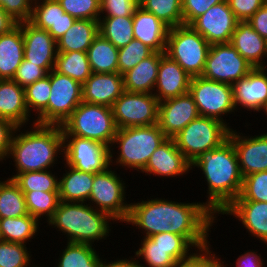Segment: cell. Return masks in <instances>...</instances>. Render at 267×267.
Returning a JSON list of instances; mask_svg holds the SVG:
<instances>
[{"label": "cell", "instance_id": "obj_23", "mask_svg": "<svg viewBox=\"0 0 267 267\" xmlns=\"http://www.w3.org/2000/svg\"><path fill=\"white\" fill-rule=\"evenodd\" d=\"M77 19L65 13L57 0H34L29 22L45 29L57 41Z\"/></svg>", "mask_w": 267, "mask_h": 267}, {"label": "cell", "instance_id": "obj_1", "mask_svg": "<svg viewBox=\"0 0 267 267\" xmlns=\"http://www.w3.org/2000/svg\"><path fill=\"white\" fill-rule=\"evenodd\" d=\"M150 199L130 203L129 216L125 222L141 230L143 237L164 232L178 234L195 250L210 243L209 231L211 233V227L217 223L218 217L208 209L205 202H175L158 197Z\"/></svg>", "mask_w": 267, "mask_h": 267}, {"label": "cell", "instance_id": "obj_12", "mask_svg": "<svg viewBox=\"0 0 267 267\" xmlns=\"http://www.w3.org/2000/svg\"><path fill=\"white\" fill-rule=\"evenodd\" d=\"M158 105L159 101L153 94L125 90L111 108L119 129L158 124Z\"/></svg>", "mask_w": 267, "mask_h": 267}, {"label": "cell", "instance_id": "obj_34", "mask_svg": "<svg viewBox=\"0 0 267 267\" xmlns=\"http://www.w3.org/2000/svg\"><path fill=\"white\" fill-rule=\"evenodd\" d=\"M65 249L60 250L54 267H100L102 257L95 247L86 243L66 242Z\"/></svg>", "mask_w": 267, "mask_h": 267}, {"label": "cell", "instance_id": "obj_29", "mask_svg": "<svg viewBox=\"0 0 267 267\" xmlns=\"http://www.w3.org/2000/svg\"><path fill=\"white\" fill-rule=\"evenodd\" d=\"M165 52H153L137 66L123 74L124 89L135 93L153 94L157 81L161 56Z\"/></svg>", "mask_w": 267, "mask_h": 267}, {"label": "cell", "instance_id": "obj_36", "mask_svg": "<svg viewBox=\"0 0 267 267\" xmlns=\"http://www.w3.org/2000/svg\"><path fill=\"white\" fill-rule=\"evenodd\" d=\"M24 89L29 114L32 115L35 112L33 114L37 118L34 120L35 123L47 125V105L51 95L50 77L47 75Z\"/></svg>", "mask_w": 267, "mask_h": 267}, {"label": "cell", "instance_id": "obj_5", "mask_svg": "<svg viewBox=\"0 0 267 267\" xmlns=\"http://www.w3.org/2000/svg\"><path fill=\"white\" fill-rule=\"evenodd\" d=\"M166 139L158 124L119 128L110 146L111 166L114 164L126 170L129 168L141 172L153 152ZM115 147L118 153H114ZM113 154L118 155L114 158Z\"/></svg>", "mask_w": 267, "mask_h": 267}, {"label": "cell", "instance_id": "obj_2", "mask_svg": "<svg viewBox=\"0 0 267 267\" xmlns=\"http://www.w3.org/2000/svg\"><path fill=\"white\" fill-rule=\"evenodd\" d=\"M198 168L207 184L205 205L218 217L239 195L243 176L232 142L227 139L219 147L201 153L191 163Z\"/></svg>", "mask_w": 267, "mask_h": 267}, {"label": "cell", "instance_id": "obj_30", "mask_svg": "<svg viewBox=\"0 0 267 267\" xmlns=\"http://www.w3.org/2000/svg\"><path fill=\"white\" fill-rule=\"evenodd\" d=\"M65 165V173L59 177V200L64 202H88L94 174L82 172ZM67 168V170H66Z\"/></svg>", "mask_w": 267, "mask_h": 267}, {"label": "cell", "instance_id": "obj_37", "mask_svg": "<svg viewBox=\"0 0 267 267\" xmlns=\"http://www.w3.org/2000/svg\"><path fill=\"white\" fill-rule=\"evenodd\" d=\"M99 34L118 49L125 47L134 39L133 16L100 17Z\"/></svg>", "mask_w": 267, "mask_h": 267}, {"label": "cell", "instance_id": "obj_9", "mask_svg": "<svg viewBox=\"0 0 267 267\" xmlns=\"http://www.w3.org/2000/svg\"><path fill=\"white\" fill-rule=\"evenodd\" d=\"M115 170L110 166L105 171L94 174L88 204L107 213L116 223H125L129 216L130 202L126 200V181Z\"/></svg>", "mask_w": 267, "mask_h": 267}, {"label": "cell", "instance_id": "obj_33", "mask_svg": "<svg viewBox=\"0 0 267 267\" xmlns=\"http://www.w3.org/2000/svg\"><path fill=\"white\" fill-rule=\"evenodd\" d=\"M39 225L42 224L30 214L0 219L1 240L26 245L38 235Z\"/></svg>", "mask_w": 267, "mask_h": 267}, {"label": "cell", "instance_id": "obj_35", "mask_svg": "<svg viewBox=\"0 0 267 267\" xmlns=\"http://www.w3.org/2000/svg\"><path fill=\"white\" fill-rule=\"evenodd\" d=\"M54 70L83 84L93 73L87 52H57Z\"/></svg>", "mask_w": 267, "mask_h": 267}, {"label": "cell", "instance_id": "obj_52", "mask_svg": "<svg viewBox=\"0 0 267 267\" xmlns=\"http://www.w3.org/2000/svg\"><path fill=\"white\" fill-rule=\"evenodd\" d=\"M34 0H0V6L17 22L29 21Z\"/></svg>", "mask_w": 267, "mask_h": 267}, {"label": "cell", "instance_id": "obj_10", "mask_svg": "<svg viewBox=\"0 0 267 267\" xmlns=\"http://www.w3.org/2000/svg\"><path fill=\"white\" fill-rule=\"evenodd\" d=\"M189 93L194 99L199 116L216 119L232 129L224 118L236 111L232 85L195 76L191 79Z\"/></svg>", "mask_w": 267, "mask_h": 267}, {"label": "cell", "instance_id": "obj_7", "mask_svg": "<svg viewBox=\"0 0 267 267\" xmlns=\"http://www.w3.org/2000/svg\"><path fill=\"white\" fill-rule=\"evenodd\" d=\"M210 44L191 25L169 28L165 54L191 77L201 76Z\"/></svg>", "mask_w": 267, "mask_h": 267}, {"label": "cell", "instance_id": "obj_11", "mask_svg": "<svg viewBox=\"0 0 267 267\" xmlns=\"http://www.w3.org/2000/svg\"><path fill=\"white\" fill-rule=\"evenodd\" d=\"M253 67L229 43L210 45L202 77L233 85L245 77Z\"/></svg>", "mask_w": 267, "mask_h": 267}, {"label": "cell", "instance_id": "obj_32", "mask_svg": "<svg viewBox=\"0 0 267 267\" xmlns=\"http://www.w3.org/2000/svg\"><path fill=\"white\" fill-rule=\"evenodd\" d=\"M118 51L115 45L98 34L87 50L93 73H118Z\"/></svg>", "mask_w": 267, "mask_h": 267}, {"label": "cell", "instance_id": "obj_25", "mask_svg": "<svg viewBox=\"0 0 267 267\" xmlns=\"http://www.w3.org/2000/svg\"><path fill=\"white\" fill-rule=\"evenodd\" d=\"M230 43L253 68L267 67L264 59L267 58V40L248 21H238Z\"/></svg>", "mask_w": 267, "mask_h": 267}, {"label": "cell", "instance_id": "obj_58", "mask_svg": "<svg viewBox=\"0 0 267 267\" xmlns=\"http://www.w3.org/2000/svg\"><path fill=\"white\" fill-rule=\"evenodd\" d=\"M17 22L12 16L4 11L0 6V35L10 32L13 28L18 25Z\"/></svg>", "mask_w": 267, "mask_h": 267}, {"label": "cell", "instance_id": "obj_13", "mask_svg": "<svg viewBox=\"0 0 267 267\" xmlns=\"http://www.w3.org/2000/svg\"><path fill=\"white\" fill-rule=\"evenodd\" d=\"M63 162L88 173L103 172L110 167V147L87 138L63 136Z\"/></svg>", "mask_w": 267, "mask_h": 267}, {"label": "cell", "instance_id": "obj_27", "mask_svg": "<svg viewBox=\"0 0 267 267\" xmlns=\"http://www.w3.org/2000/svg\"><path fill=\"white\" fill-rule=\"evenodd\" d=\"M169 27L153 13L139 7L133 15L134 38L154 52H165Z\"/></svg>", "mask_w": 267, "mask_h": 267}, {"label": "cell", "instance_id": "obj_44", "mask_svg": "<svg viewBox=\"0 0 267 267\" xmlns=\"http://www.w3.org/2000/svg\"><path fill=\"white\" fill-rule=\"evenodd\" d=\"M154 51L138 39H133L128 45L118 51V73L123 75L149 57Z\"/></svg>", "mask_w": 267, "mask_h": 267}, {"label": "cell", "instance_id": "obj_59", "mask_svg": "<svg viewBox=\"0 0 267 267\" xmlns=\"http://www.w3.org/2000/svg\"><path fill=\"white\" fill-rule=\"evenodd\" d=\"M262 111L261 112H263L264 111V113L263 114H265V116H267V103L262 107V109H261Z\"/></svg>", "mask_w": 267, "mask_h": 267}, {"label": "cell", "instance_id": "obj_51", "mask_svg": "<svg viewBox=\"0 0 267 267\" xmlns=\"http://www.w3.org/2000/svg\"><path fill=\"white\" fill-rule=\"evenodd\" d=\"M223 0H182V15L185 25H190L197 17Z\"/></svg>", "mask_w": 267, "mask_h": 267}, {"label": "cell", "instance_id": "obj_16", "mask_svg": "<svg viewBox=\"0 0 267 267\" xmlns=\"http://www.w3.org/2000/svg\"><path fill=\"white\" fill-rule=\"evenodd\" d=\"M228 139L237 154L240 172L243 177L261 171H267V133L245 136L233 128Z\"/></svg>", "mask_w": 267, "mask_h": 267}, {"label": "cell", "instance_id": "obj_31", "mask_svg": "<svg viewBox=\"0 0 267 267\" xmlns=\"http://www.w3.org/2000/svg\"><path fill=\"white\" fill-rule=\"evenodd\" d=\"M99 34V20L77 19L57 41V52H87Z\"/></svg>", "mask_w": 267, "mask_h": 267}, {"label": "cell", "instance_id": "obj_28", "mask_svg": "<svg viewBox=\"0 0 267 267\" xmlns=\"http://www.w3.org/2000/svg\"><path fill=\"white\" fill-rule=\"evenodd\" d=\"M23 59L24 41L18 24L10 32L0 35V79H13Z\"/></svg>", "mask_w": 267, "mask_h": 267}, {"label": "cell", "instance_id": "obj_43", "mask_svg": "<svg viewBox=\"0 0 267 267\" xmlns=\"http://www.w3.org/2000/svg\"><path fill=\"white\" fill-rule=\"evenodd\" d=\"M28 250L25 244L0 240V267H42L33 264Z\"/></svg>", "mask_w": 267, "mask_h": 267}, {"label": "cell", "instance_id": "obj_20", "mask_svg": "<svg viewBox=\"0 0 267 267\" xmlns=\"http://www.w3.org/2000/svg\"><path fill=\"white\" fill-rule=\"evenodd\" d=\"M236 112L241 108L259 112L267 103V67L253 68L245 77L232 85Z\"/></svg>", "mask_w": 267, "mask_h": 267}, {"label": "cell", "instance_id": "obj_42", "mask_svg": "<svg viewBox=\"0 0 267 267\" xmlns=\"http://www.w3.org/2000/svg\"><path fill=\"white\" fill-rule=\"evenodd\" d=\"M139 246L134 255L137 259H144V264L138 260L140 267H173L176 263L172 257V249L156 246V243L149 237H142Z\"/></svg>", "mask_w": 267, "mask_h": 267}, {"label": "cell", "instance_id": "obj_53", "mask_svg": "<svg viewBox=\"0 0 267 267\" xmlns=\"http://www.w3.org/2000/svg\"><path fill=\"white\" fill-rule=\"evenodd\" d=\"M238 21H248L267 0H226Z\"/></svg>", "mask_w": 267, "mask_h": 267}, {"label": "cell", "instance_id": "obj_8", "mask_svg": "<svg viewBox=\"0 0 267 267\" xmlns=\"http://www.w3.org/2000/svg\"><path fill=\"white\" fill-rule=\"evenodd\" d=\"M230 129L222 122L198 116L173 139L177 148L192 163L201 153L219 147L228 139Z\"/></svg>", "mask_w": 267, "mask_h": 267}, {"label": "cell", "instance_id": "obj_22", "mask_svg": "<svg viewBox=\"0 0 267 267\" xmlns=\"http://www.w3.org/2000/svg\"><path fill=\"white\" fill-rule=\"evenodd\" d=\"M124 91L123 75L92 73L82 84V100L90 104L112 107Z\"/></svg>", "mask_w": 267, "mask_h": 267}, {"label": "cell", "instance_id": "obj_60", "mask_svg": "<svg viewBox=\"0 0 267 267\" xmlns=\"http://www.w3.org/2000/svg\"><path fill=\"white\" fill-rule=\"evenodd\" d=\"M135 1L138 2V3L140 4L142 0H135Z\"/></svg>", "mask_w": 267, "mask_h": 267}, {"label": "cell", "instance_id": "obj_48", "mask_svg": "<svg viewBox=\"0 0 267 267\" xmlns=\"http://www.w3.org/2000/svg\"><path fill=\"white\" fill-rule=\"evenodd\" d=\"M212 245L194 249L188 257L176 261L173 267H222L221 257L211 249ZM212 250V251H211ZM196 251V252H195Z\"/></svg>", "mask_w": 267, "mask_h": 267}, {"label": "cell", "instance_id": "obj_55", "mask_svg": "<svg viewBox=\"0 0 267 267\" xmlns=\"http://www.w3.org/2000/svg\"><path fill=\"white\" fill-rule=\"evenodd\" d=\"M226 261L221 260L222 267H229ZM234 267H265L264 259H262L261 254L256 250H247L243 254L239 255Z\"/></svg>", "mask_w": 267, "mask_h": 267}, {"label": "cell", "instance_id": "obj_57", "mask_svg": "<svg viewBox=\"0 0 267 267\" xmlns=\"http://www.w3.org/2000/svg\"><path fill=\"white\" fill-rule=\"evenodd\" d=\"M134 257V258H133ZM127 258H117L114 261L107 262V259H102L100 267H140L139 261L136 256ZM105 260V261H103Z\"/></svg>", "mask_w": 267, "mask_h": 267}, {"label": "cell", "instance_id": "obj_18", "mask_svg": "<svg viewBox=\"0 0 267 267\" xmlns=\"http://www.w3.org/2000/svg\"><path fill=\"white\" fill-rule=\"evenodd\" d=\"M22 28L24 59L37 64L47 73L54 69L57 43L45 29L34 26L29 21L18 23Z\"/></svg>", "mask_w": 267, "mask_h": 267}, {"label": "cell", "instance_id": "obj_19", "mask_svg": "<svg viewBox=\"0 0 267 267\" xmlns=\"http://www.w3.org/2000/svg\"><path fill=\"white\" fill-rule=\"evenodd\" d=\"M191 162L177 148L173 138H167L150 156L146 167L139 173L158 177L184 176L190 172Z\"/></svg>", "mask_w": 267, "mask_h": 267}, {"label": "cell", "instance_id": "obj_15", "mask_svg": "<svg viewBox=\"0 0 267 267\" xmlns=\"http://www.w3.org/2000/svg\"><path fill=\"white\" fill-rule=\"evenodd\" d=\"M238 20L226 0L212 6L197 17L190 25L200 33L210 45L229 43Z\"/></svg>", "mask_w": 267, "mask_h": 267}, {"label": "cell", "instance_id": "obj_21", "mask_svg": "<svg viewBox=\"0 0 267 267\" xmlns=\"http://www.w3.org/2000/svg\"><path fill=\"white\" fill-rule=\"evenodd\" d=\"M192 77L165 53L161 56L153 95L159 102L189 92Z\"/></svg>", "mask_w": 267, "mask_h": 267}, {"label": "cell", "instance_id": "obj_56", "mask_svg": "<svg viewBox=\"0 0 267 267\" xmlns=\"http://www.w3.org/2000/svg\"><path fill=\"white\" fill-rule=\"evenodd\" d=\"M252 28L267 40V1L248 20Z\"/></svg>", "mask_w": 267, "mask_h": 267}, {"label": "cell", "instance_id": "obj_39", "mask_svg": "<svg viewBox=\"0 0 267 267\" xmlns=\"http://www.w3.org/2000/svg\"><path fill=\"white\" fill-rule=\"evenodd\" d=\"M53 170L29 171L13 173L10 179L18 185L21 191L58 192L59 178Z\"/></svg>", "mask_w": 267, "mask_h": 267}, {"label": "cell", "instance_id": "obj_40", "mask_svg": "<svg viewBox=\"0 0 267 267\" xmlns=\"http://www.w3.org/2000/svg\"><path fill=\"white\" fill-rule=\"evenodd\" d=\"M28 213L39 222L44 218L48 222L54 215L60 202L58 192L22 191Z\"/></svg>", "mask_w": 267, "mask_h": 267}, {"label": "cell", "instance_id": "obj_26", "mask_svg": "<svg viewBox=\"0 0 267 267\" xmlns=\"http://www.w3.org/2000/svg\"><path fill=\"white\" fill-rule=\"evenodd\" d=\"M25 102V89L14 80H0V118L13 122L17 127L27 128L28 123H35ZM26 126V127H25Z\"/></svg>", "mask_w": 267, "mask_h": 267}, {"label": "cell", "instance_id": "obj_47", "mask_svg": "<svg viewBox=\"0 0 267 267\" xmlns=\"http://www.w3.org/2000/svg\"><path fill=\"white\" fill-rule=\"evenodd\" d=\"M65 13L76 19L99 20L100 0H57Z\"/></svg>", "mask_w": 267, "mask_h": 267}, {"label": "cell", "instance_id": "obj_46", "mask_svg": "<svg viewBox=\"0 0 267 267\" xmlns=\"http://www.w3.org/2000/svg\"><path fill=\"white\" fill-rule=\"evenodd\" d=\"M156 246L172 249V257L178 261L188 257L195 249L183 236L173 233H159L149 237Z\"/></svg>", "mask_w": 267, "mask_h": 267}, {"label": "cell", "instance_id": "obj_49", "mask_svg": "<svg viewBox=\"0 0 267 267\" xmlns=\"http://www.w3.org/2000/svg\"><path fill=\"white\" fill-rule=\"evenodd\" d=\"M139 7L135 0H100V17L133 16Z\"/></svg>", "mask_w": 267, "mask_h": 267}, {"label": "cell", "instance_id": "obj_45", "mask_svg": "<svg viewBox=\"0 0 267 267\" xmlns=\"http://www.w3.org/2000/svg\"><path fill=\"white\" fill-rule=\"evenodd\" d=\"M234 201L267 202V171L243 177L240 195Z\"/></svg>", "mask_w": 267, "mask_h": 267}, {"label": "cell", "instance_id": "obj_17", "mask_svg": "<svg viewBox=\"0 0 267 267\" xmlns=\"http://www.w3.org/2000/svg\"><path fill=\"white\" fill-rule=\"evenodd\" d=\"M199 116L189 92L159 102L158 126L167 138H174L191 121Z\"/></svg>", "mask_w": 267, "mask_h": 267}, {"label": "cell", "instance_id": "obj_6", "mask_svg": "<svg viewBox=\"0 0 267 267\" xmlns=\"http://www.w3.org/2000/svg\"><path fill=\"white\" fill-rule=\"evenodd\" d=\"M63 136H77L111 146L117 133L112 108L81 102L61 126Z\"/></svg>", "mask_w": 267, "mask_h": 267}, {"label": "cell", "instance_id": "obj_41", "mask_svg": "<svg viewBox=\"0 0 267 267\" xmlns=\"http://www.w3.org/2000/svg\"><path fill=\"white\" fill-rule=\"evenodd\" d=\"M140 7L153 13L169 28L184 24L182 0H142Z\"/></svg>", "mask_w": 267, "mask_h": 267}, {"label": "cell", "instance_id": "obj_4", "mask_svg": "<svg viewBox=\"0 0 267 267\" xmlns=\"http://www.w3.org/2000/svg\"><path fill=\"white\" fill-rule=\"evenodd\" d=\"M111 221L114 224L115 220L107 213L98 211L87 202L60 201L47 226L66 235L67 242L93 245L96 240L97 243L109 237Z\"/></svg>", "mask_w": 267, "mask_h": 267}, {"label": "cell", "instance_id": "obj_24", "mask_svg": "<svg viewBox=\"0 0 267 267\" xmlns=\"http://www.w3.org/2000/svg\"><path fill=\"white\" fill-rule=\"evenodd\" d=\"M220 214L234 216L249 235L267 244V202L233 201Z\"/></svg>", "mask_w": 267, "mask_h": 267}, {"label": "cell", "instance_id": "obj_38", "mask_svg": "<svg viewBox=\"0 0 267 267\" xmlns=\"http://www.w3.org/2000/svg\"><path fill=\"white\" fill-rule=\"evenodd\" d=\"M29 214L24 193L9 177L0 180V219L15 218Z\"/></svg>", "mask_w": 267, "mask_h": 267}, {"label": "cell", "instance_id": "obj_3", "mask_svg": "<svg viewBox=\"0 0 267 267\" xmlns=\"http://www.w3.org/2000/svg\"><path fill=\"white\" fill-rule=\"evenodd\" d=\"M29 127L24 131L17 127L6 157L13 159L16 174L53 169L64 154L61 126L31 123Z\"/></svg>", "mask_w": 267, "mask_h": 267}, {"label": "cell", "instance_id": "obj_14", "mask_svg": "<svg viewBox=\"0 0 267 267\" xmlns=\"http://www.w3.org/2000/svg\"><path fill=\"white\" fill-rule=\"evenodd\" d=\"M47 75L51 82V95L47 105V125L62 126L83 101L82 84L54 69Z\"/></svg>", "mask_w": 267, "mask_h": 267}, {"label": "cell", "instance_id": "obj_50", "mask_svg": "<svg viewBox=\"0 0 267 267\" xmlns=\"http://www.w3.org/2000/svg\"><path fill=\"white\" fill-rule=\"evenodd\" d=\"M47 74L48 73L42 67L23 59L12 80L22 88H26L28 85L44 78Z\"/></svg>", "mask_w": 267, "mask_h": 267}, {"label": "cell", "instance_id": "obj_54", "mask_svg": "<svg viewBox=\"0 0 267 267\" xmlns=\"http://www.w3.org/2000/svg\"><path fill=\"white\" fill-rule=\"evenodd\" d=\"M17 126L4 118H0V162L4 163L8 156L13 135Z\"/></svg>", "mask_w": 267, "mask_h": 267}]
</instances>
